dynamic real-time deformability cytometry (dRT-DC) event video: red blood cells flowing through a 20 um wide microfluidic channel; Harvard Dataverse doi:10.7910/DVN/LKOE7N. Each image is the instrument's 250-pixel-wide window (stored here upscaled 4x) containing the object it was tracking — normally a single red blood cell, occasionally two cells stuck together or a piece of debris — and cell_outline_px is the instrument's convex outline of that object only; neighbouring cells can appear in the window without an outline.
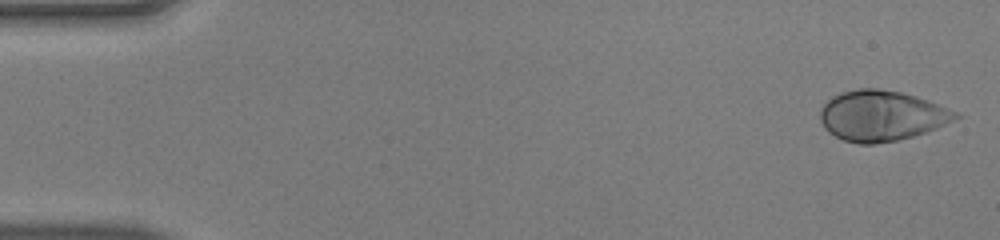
{"species": "human", "species_latin": "Homo sapiens", "temperature_condition": "warm", "stored_images_in_passage": 49, "camera_frame_rate_fps": 3000, "um_per_image_px": 0.085, "donor": {"sex": "male"}, "frame": {"image": 1, "passage_image": 1, "time_ms": 0.0, "image_size_px": [1000, 240], "cell_outline_px": [[964, 116], [936, 128], [912, 136], [896, 140], [876, 144], [860, 144], [844, 140], [828, 132], [824, 128], [820, 120], [820, 108], [832, 96], [840, 92], [860, 88], [876, 88], [900, 92], [916, 96], [928, 100], [956, 112]], "centroid_in_image_um": [74.91, 9.83], "position_along_channel_um": 10.1, "area_um2": 39.71}}
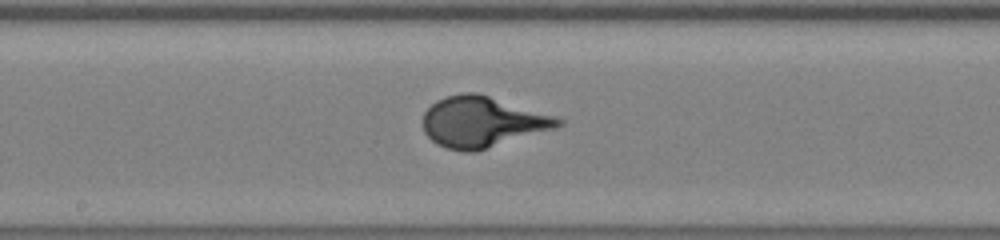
{"frame": {"image": 2, "passage_image": 26, "time_ms": 8.333, "image_size_px": [1000, 240], "cell_outline_px": [[564, 124], [556, 128], [476, 152], [464, 152], [448, 148], [436, 144], [424, 132], [424, 112], [436, 100], [448, 96], [464, 92], [476, 92], [556, 116], [564, 120]], "centroid_in_image_um": [41.01, 10.37], "position_along_channel_um": 207.2, "area_um2": 39.88}}
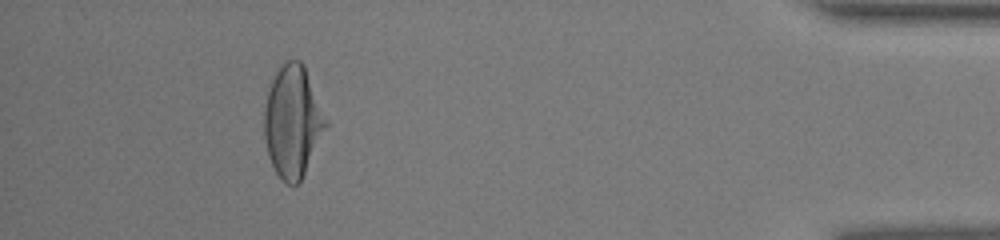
{"frame": {"image": 3, "passage_image": 45, "time_ms": 14.667, "image_size_px": [1000, 240], "cell_outline_px": [[328, 124], [300, 184], [292, 188], [276, 172], [268, 156], [264, 136], [264, 108], [268, 92], [272, 80], [280, 64], [288, 60], [300, 60], [304, 64], [328, 120]], "centroid_in_image_um": [24.89, 10.34], "position_along_channel_um": 410.3, "area_um2": 40.34}}